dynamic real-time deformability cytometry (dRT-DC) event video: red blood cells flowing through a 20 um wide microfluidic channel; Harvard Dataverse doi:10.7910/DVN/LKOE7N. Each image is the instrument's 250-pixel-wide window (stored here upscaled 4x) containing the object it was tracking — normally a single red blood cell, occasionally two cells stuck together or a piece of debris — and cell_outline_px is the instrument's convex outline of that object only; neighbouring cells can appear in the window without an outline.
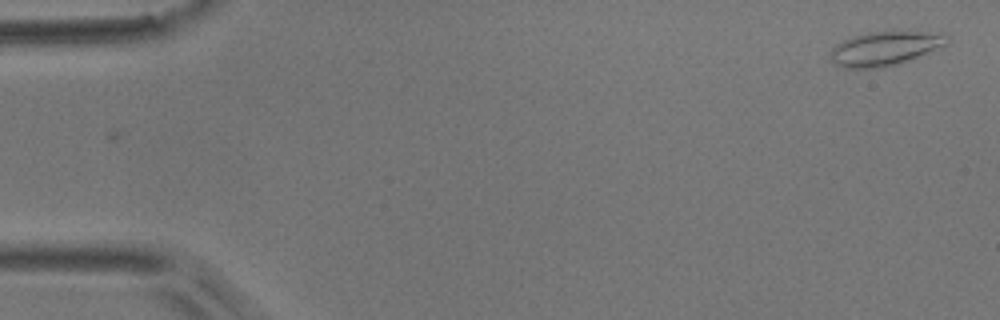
{"species": "common noctule bat (a hibernating species)", "species_latin": "Nyctalus noctula", "temperature_condition": "room temperature", "stored_images_in_passage": 2, "camera_frame_rate_fps": 3000, "um_per_image_px": 0.085, "animal": {"sex": "male", "body_mass_g": 17.9}, "frame": {"image": 1, "passage_image": 2, "time_ms": 1.0, "image_size_px": [1000, 320], "cell_outline_px": [[952, 40], [948, 44], [908, 60], [884, 68], [844, 68], [836, 64], [832, 60], [832, 48], [836, 44], [852, 36], [868, 32], [896, 28], [944, 32], [952, 36]], "centroid_in_image_um": [75.36, 4.04], "position_along_channel_um": 9.6, "area_um2": 24.28}}